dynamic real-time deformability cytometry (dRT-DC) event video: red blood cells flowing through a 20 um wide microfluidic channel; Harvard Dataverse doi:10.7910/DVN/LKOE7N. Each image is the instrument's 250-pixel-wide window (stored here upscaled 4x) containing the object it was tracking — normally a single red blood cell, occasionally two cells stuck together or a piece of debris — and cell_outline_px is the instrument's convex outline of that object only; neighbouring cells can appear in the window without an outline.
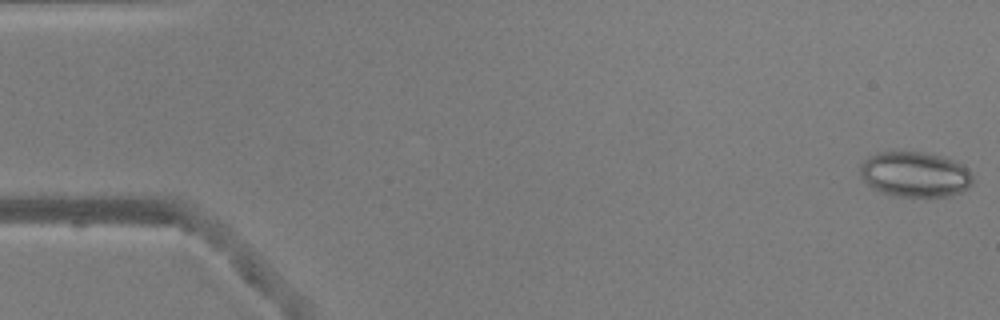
{"species": "common noctule bat (a hibernating species)", "species_latin": "Nyctalus noctula", "temperature_condition": "warm", "stored_images_in_passage": 52, "camera_frame_rate_fps": 3000, "um_per_image_px": 0.085, "animal": {"sex": "male", "body_mass_g": 20.5, "forearm_length_mm": 52.5}, "frame": {"image": 1, "passage_image": 1, "time_ms": 0.0, "image_size_px": [1000, 320], "cell_outline_px": [[972, 184], [968, 188], [960, 192], [948, 196], [896, 196], [880, 192], [872, 188], [860, 176], [860, 164], [868, 156], [876, 152], [928, 152], [944, 156], [964, 164], [972, 176]], "centroid_in_image_um": [77.77, 14.8], "position_along_channel_um": 7.2, "area_um2": 30.0}}
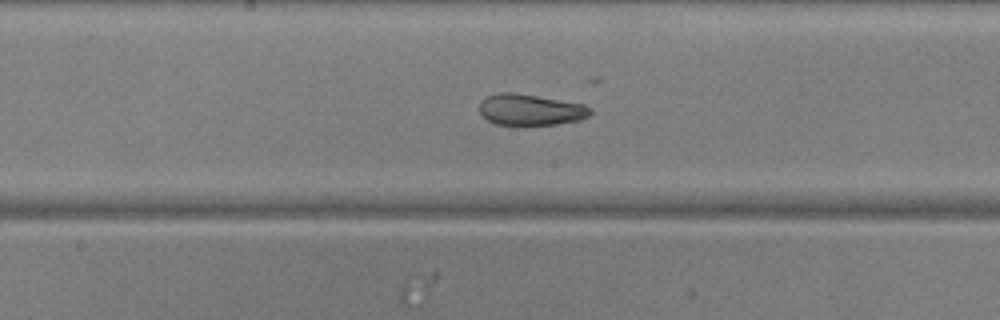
{"frame": {"image": 2, "passage_image": 27, "time_ms": 8.667, "image_size_px": [1000, 320], "cell_outline_px": [[592, 112], [588, 116], [580, 120], [556, 124], [496, 124], [488, 120], [480, 112], [480, 100], [488, 96], [500, 92], [512, 92], [584, 104], [592, 108]], "centroid_in_image_um": [45.1, 9.32], "position_along_channel_um": 203.1, "area_um2": 19.88}}
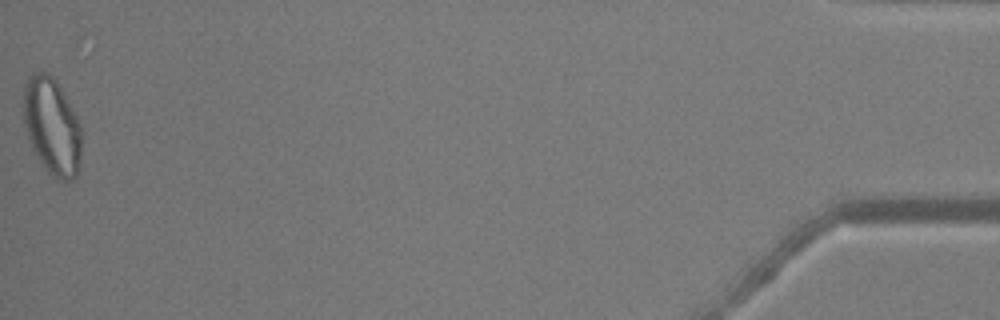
{"frame": {"image": 3, "passage_image": 52, "time_ms": 17.0, "image_size_px": [1000, 320], "cell_outline_px": [[80, 156], [76, 176], [72, 180], [60, 180], [52, 176], [48, 172], [32, 148], [24, 124], [24, 84], [28, 76], [36, 72], [48, 72], [56, 80], [76, 116], [80, 124]], "centroid_in_image_um": [4.4, 10.71], "position_along_channel_um": 430.8, "area_um2": 32.37}, "authors_computed_cell_mechanics": {"area_um2": 26.2701, "velocity_mm_per_s": 3.9188, "shape_relaxation_time_tau1_ms": null, "shape_relaxation_time_tau2_ms": 1.9695, "deformation_change_tau1": null, "deformation_change_tau2": 0.0763}}